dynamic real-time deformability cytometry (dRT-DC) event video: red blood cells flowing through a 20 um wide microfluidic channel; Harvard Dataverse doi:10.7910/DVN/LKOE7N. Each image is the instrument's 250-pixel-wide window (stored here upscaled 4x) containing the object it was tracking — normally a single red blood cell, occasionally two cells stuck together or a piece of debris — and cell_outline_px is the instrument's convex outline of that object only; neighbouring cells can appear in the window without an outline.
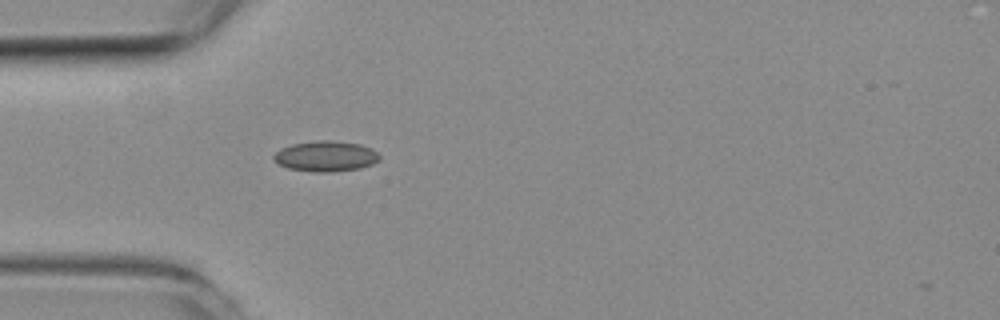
{"species": "common noctule bat (a hibernating species)", "species_latin": "Nyctalus noctula", "temperature_condition": "room temperature", "stored_images_in_passage": 3, "camera_frame_rate_fps": 3000, "um_per_image_px": 0.085, "animal": {"sex": "female", "body_mass_g": 19.3, "forearm_length_mm": 54.1}, "frame": {"image": 1, "passage_image": 2, "time_ms": 0.333, "image_size_px": [1000, 320], "cell_outline_px": [[380, 160], [372, 164], [360, 168], [332, 172], [312, 172], [288, 168], [280, 164], [272, 156], [280, 148], [292, 144], [320, 140], [332, 140], [360, 144], [372, 148], [380, 156]], "centroid_in_image_um": [27.71, 13.28], "position_along_channel_um": 57.3, "area_um2": 18.84}}